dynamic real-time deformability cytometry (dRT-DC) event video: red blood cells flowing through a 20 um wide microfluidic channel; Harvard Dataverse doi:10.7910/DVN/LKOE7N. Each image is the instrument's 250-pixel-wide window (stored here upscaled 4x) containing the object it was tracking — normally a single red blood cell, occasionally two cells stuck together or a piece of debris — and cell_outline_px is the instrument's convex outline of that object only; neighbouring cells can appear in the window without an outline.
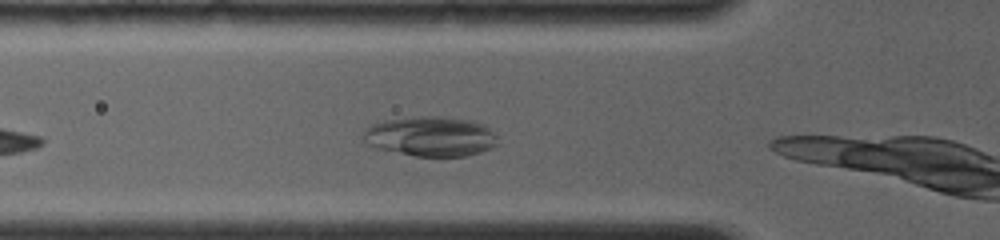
{"species": "common noctule bat (a hibernating species)", "species_latin": "Nyctalus noctula", "temperature_condition": "room temperature", "stored_images_in_passage": 11, "camera_frame_rate_fps": 4000, "um_per_image_px": 0.085, "animal": {"sex": "female", "body_mass_g": 19.0, "forearm_length_mm": 56.7}, "frame": {"image": 1, "passage_image": 2, "time_ms": 0.75, "image_size_px": [1000, 240], "cell_outline_px": [[500, 144], [492, 148], [468, 156], [416, 156], [376, 148], [368, 144], [364, 140], [364, 128], [372, 124], [384, 120], [420, 116], [444, 116], [476, 120], [484, 124], [500, 136]], "centroid_in_image_um": [36.7, 11.58], "position_along_channel_um": 89.1, "area_um2": 31.85}}
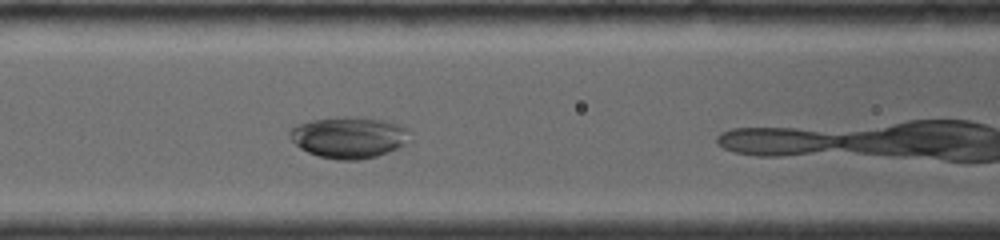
{"frame": {"image": 2, "passage_image": 4, "time_ms": 2.0, "image_size_px": [1000, 240], "cell_outline_px": [[412, 140], [388, 152], [376, 156], [356, 160], [336, 160], [320, 156], [308, 152], [300, 148], [288, 136], [288, 132], [296, 124], [312, 120], [344, 116], [356, 116], [388, 120], [404, 128]], "centroid_in_image_um": [29.63, 11.66], "position_along_channel_um": 137.0, "area_um2": 29.02}}